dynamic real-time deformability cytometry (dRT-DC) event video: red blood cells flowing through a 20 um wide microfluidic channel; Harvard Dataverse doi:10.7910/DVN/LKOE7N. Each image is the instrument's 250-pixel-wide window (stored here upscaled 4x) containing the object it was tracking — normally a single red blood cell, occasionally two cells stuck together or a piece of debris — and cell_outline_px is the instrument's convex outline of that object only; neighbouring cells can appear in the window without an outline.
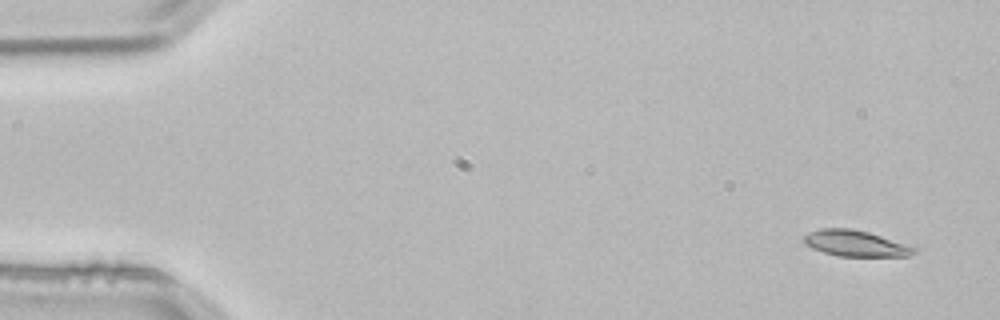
{"species": "common noctule bat (a hibernating species)", "species_latin": "Nyctalus noctula", "temperature_condition": "room temperature", "stored_images_in_passage": 4, "camera_frame_rate_fps": 3000, "um_per_image_px": 0.085, "animal": {"sex": "male", "body_mass_g": 21.5, "forearm_length_mm": 52.0}, "frame": {"image": 1, "passage_image": 1, "time_ms": 0.0, "image_size_px": [1000, 320], "cell_outline_px": [[916, 252], [908, 256], [836, 256], [812, 248], [804, 240], [804, 236], [808, 232], [820, 228], [848, 228], [868, 232], [916, 248]], "centroid_in_image_um": [72.68, 20.69], "position_along_channel_um": 12.3, "area_um2": 16.36}}